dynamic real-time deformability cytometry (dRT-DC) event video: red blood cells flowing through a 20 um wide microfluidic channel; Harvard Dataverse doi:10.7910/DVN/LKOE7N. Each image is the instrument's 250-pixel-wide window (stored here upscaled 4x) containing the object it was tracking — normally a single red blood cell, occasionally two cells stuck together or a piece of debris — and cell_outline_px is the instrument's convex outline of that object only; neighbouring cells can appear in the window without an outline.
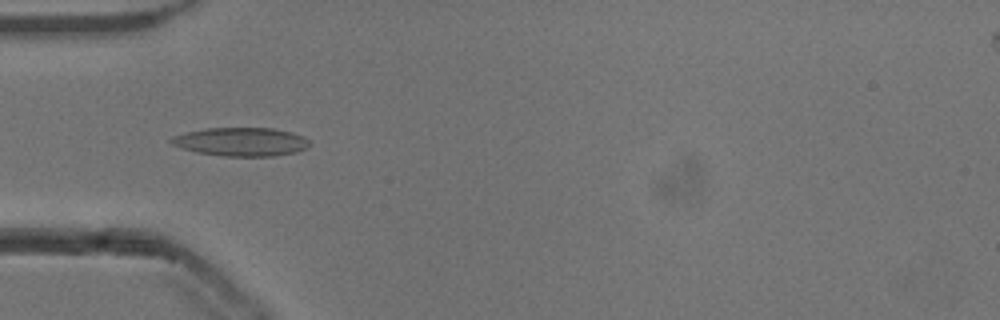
{"species": "common noctule bat (a hibernating species)", "species_latin": "Nyctalus noctula", "temperature_condition": "cold", "stored_images_in_passage": 46, "camera_frame_rate_fps": 3000, "um_per_image_px": 0.085, "animal": {"sex": "male", "body_mass_g": 13.3}, "frame": {"image": 1, "passage_image": 10, "time_ms": 3.0, "image_size_px": [1000, 320], "cell_outline_px": [[312, 144], [296, 152], [272, 156], [224, 156], [196, 152], [180, 148], [172, 144], [168, 140], [172, 136], [204, 128], [272, 128], [292, 132], [304, 136]], "centroid_in_image_um": [20.48, 12.05], "position_along_channel_um": 64.5, "area_um2": 23.06}}
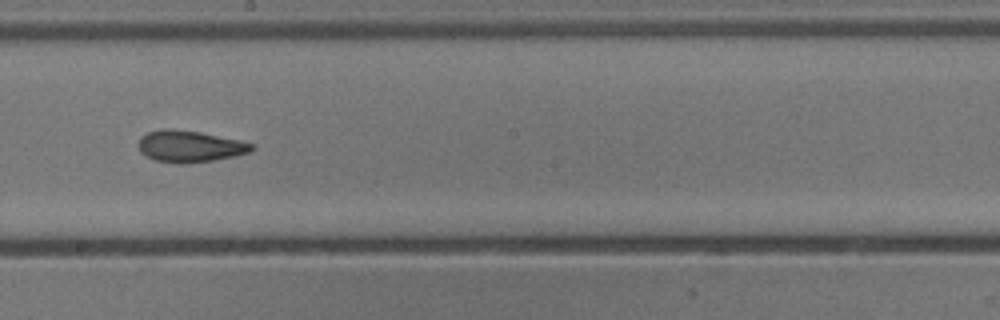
{"frame": {"image": 2, "passage_image": 23, "time_ms": 7.333, "image_size_px": [1000, 320], "cell_outline_px": [[256, 148], [252, 152], [212, 160], [184, 164], [180, 164], [156, 160], [140, 152], [140, 136], [148, 132], [160, 128], [172, 128], [200, 132], [240, 140], [256, 144]], "centroid_in_image_um": [16.17, 12.42], "position_along_channel_um": 232.0, "area_um2": 20.92}}
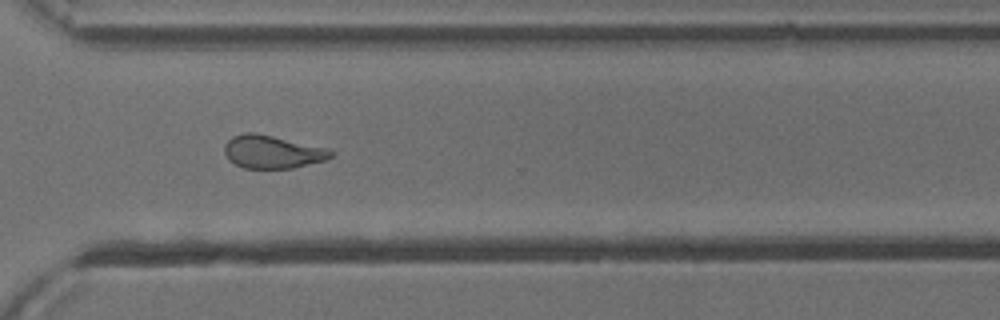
{"frame": {"image": 3, "passage_image": 32, "time_ms": 10.333, "image_size_px": [1000, 320], "cell_outline_px": [[336, 152], [332, 156], [324, 160], [292, 168], [244, 168], [228, 160], [224, 152], [224, 144], [232, 136], [244, 132], [256, 132], [324, 148]], "centroid_in_image_um": [23.09, 12.9], "position_along_channel_um": 347.5, "area_um2": 20.29}, "authors_computed_cell_mechanics": {"area_um2": 20.9814, "velocity_mm_per_s": 3.8733, "shape_relaxation_time_tau1_ms": null, "shape_relaxation_time_tau2_ms": 2.1263, "deformation_change_tau1": null, "deformation_change_tau2": 0.094}}